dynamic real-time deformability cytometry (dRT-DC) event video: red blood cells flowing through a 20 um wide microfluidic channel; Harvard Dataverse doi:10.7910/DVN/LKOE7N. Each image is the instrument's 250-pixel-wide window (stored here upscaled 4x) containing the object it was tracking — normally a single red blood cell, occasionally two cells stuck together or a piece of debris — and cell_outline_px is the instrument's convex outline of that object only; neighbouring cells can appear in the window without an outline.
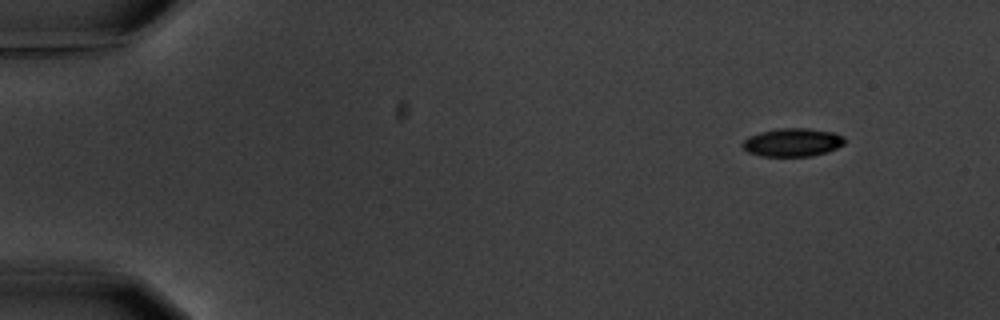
{"species": "common noctule bat (a hibernating species)", "species_latin": "Nyctalus noctula", "temperature_condition": "warm", "stored_images_in_passage": 5, "camera_frame_rate_fps": 3000, "um_per_image_px": 0.085, "animal": {"sex": "male", "body_mass_g": 20.1, "forearm_length_mm": 53.5}, "frame": {"image": 1, "passage_image": 1, "time_ms": 0.0, "image_size_px": [1000, 320], "cell_outline_px": [[844, 144], [828, 152], [812, 156], [760, 156], [748, 152], [740, 144], [748, 136], [760, 132], [780, 128], [808, 128], [832, 132], [844, 136]], "centroid_in_image_um": [67.35, 12.1], "position_along_channel_um": 17.6, "area_um2": 16.88}}
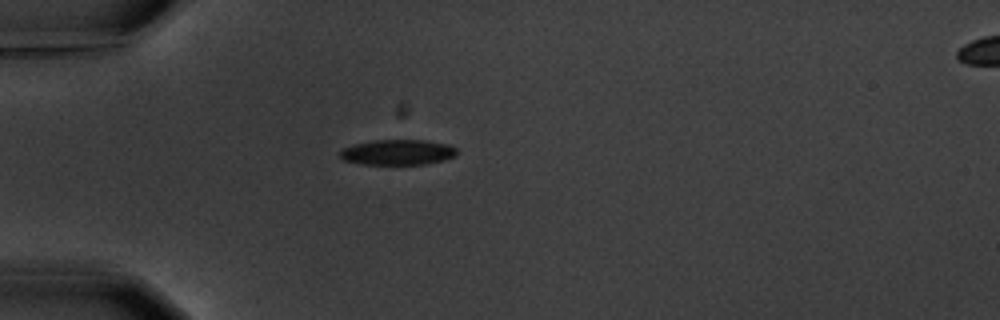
{"frame": {"image": 2, "passage_image": 4, "time_ms": 3.667, "image_size_px": [1000, 320], "cell_outline_px": [[456, 156], [444, 160], [424, 164], [360, 164], [344, 160], [336, 152], [340, 148], [352, 144], [372, 140], [428, 140], [448, 144], [456, 148]], "centroid_in_image_um": [33.75, 12.93], "position_along_channel_um": 51.3, "area_um2": 17.57}}